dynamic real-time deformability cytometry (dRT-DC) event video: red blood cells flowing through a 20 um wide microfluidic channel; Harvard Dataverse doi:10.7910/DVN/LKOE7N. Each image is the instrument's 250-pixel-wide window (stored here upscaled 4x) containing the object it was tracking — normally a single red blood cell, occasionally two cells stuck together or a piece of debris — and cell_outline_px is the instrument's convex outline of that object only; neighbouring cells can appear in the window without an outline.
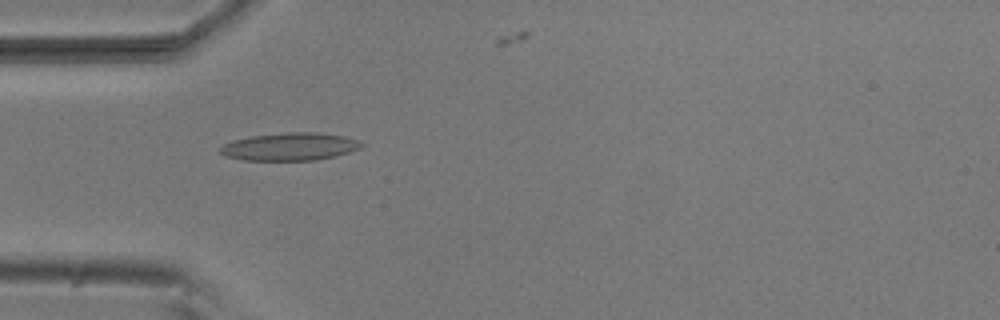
{"species": "common noctule bat (a hibernating species)", "species_latin": "Nyctalus noctula", "temperature_condition": "room temperature", "stored_images_in_passage": 45, "camera_frame_rate_fps": 3000, "um_per_image_px": 0.085, "animal": {"sex": "male", "body_mass_g": 20.5, "forearm_length_mm": 52.5}, "frame": {"image": 1, "passage_image": 15, "time_ms": 4.667, "image_size_px": [1000, 320], "cell_outline_px": [[364, 144], [360, 148], [348, 152], [316, 160], [244, 160], [224, 156], [220, 152], [220, 148], [224, 144], [232, 140], [252, 136], [288, 132], [316, 132], [344, 136], [360, 140]], "centroid_in_image_um": [24.63, 12.46], "position_along_channel_um": 60.4, "area_um2": 22.72}}
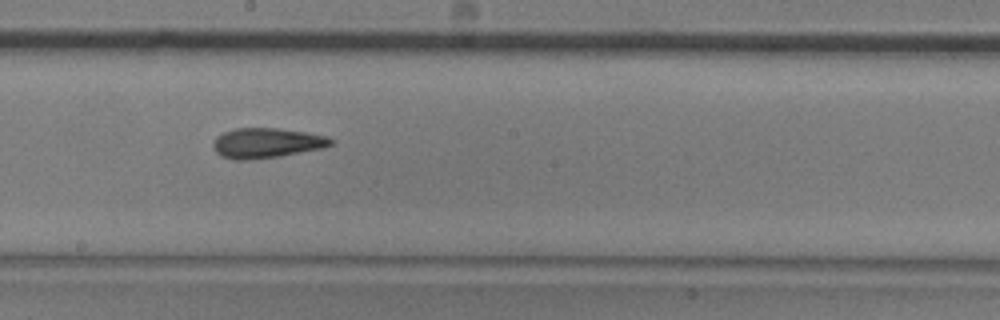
{"frame": {"image": 2, "passage_image": 28, "time_ms": 9.0, "image_size_px": [1000, 320], "cell_outline_px": [[336, 140], [332, 144], [324, 148], [280, 156], [244, 160], [236, 160], [220, 156], [212, 148], [212, 144], [216, 136], [224, 132], [236, 128], [276, 128], [308, 132], [328, 136]], "centroid_in_image_um": [22.68, 12.15], "position_along_channel_um": 225.5, "area_um2": 20.81}}
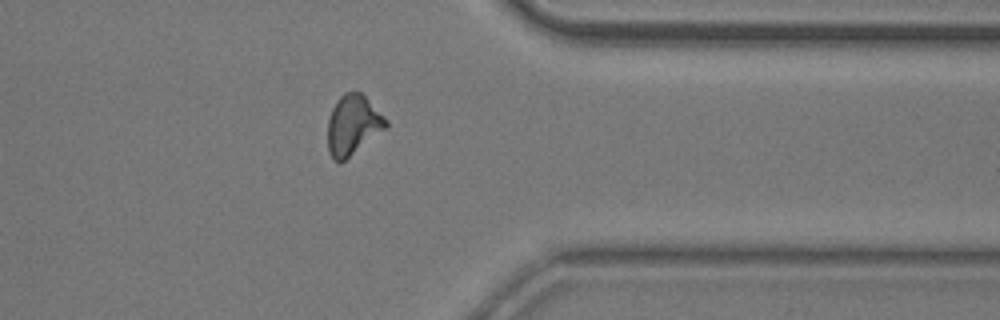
{"frame": {"image": 3, "passage_image": 41, "time_ms": 13.333, "image_size_px": [1000, 320], "cell_outline_px": [[388, 128], [340, 164], [332, 160], [328, 152], [328, 120], [332, 108], [336, 100], [344, 92], [360, 92], [388, 120]], "centroid_in_image_um": [29.99, 10.67], "position_along_channel_um": 381.4, "area_um2": 20.58}}